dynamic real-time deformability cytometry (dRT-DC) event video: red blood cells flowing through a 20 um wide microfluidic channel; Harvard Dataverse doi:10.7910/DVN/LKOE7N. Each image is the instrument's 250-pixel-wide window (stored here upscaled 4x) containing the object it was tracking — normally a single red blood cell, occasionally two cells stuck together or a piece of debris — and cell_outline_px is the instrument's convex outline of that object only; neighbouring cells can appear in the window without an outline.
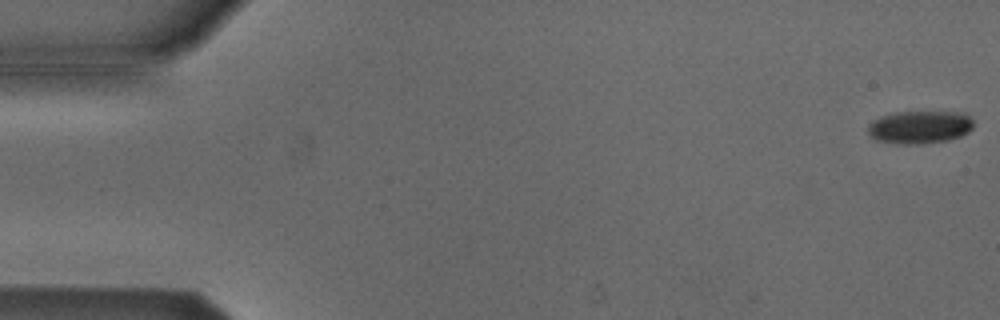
{"species": "Egyptian fruit bat (a non-hibernating species)", "species_latin": "Rousettus aegyptiacus", "temperature_condition": "cold", "stored_images_in_passage": 27, "camera_frame_rate_fps": 3000, "um_per_image_px": 0.085, "animal": {"sex": "male"}, "frame": {"image": 1, "passage_image": 1, "time_ms": 0.0, "image_size_px": [1000, 320], "cell_outline_px": [[972, 128], [968, 132], [960, 136], [948, 140], [920, 144], [904, 144], [876, 140], [868, 132], [868, 124], [872, 120], [896, 112], [964, 112], [972, 120]], "centroid_in_image_um": [78.18, 10.8], "position_along_channel_um": 6.8, "area_um2": 20.06}}
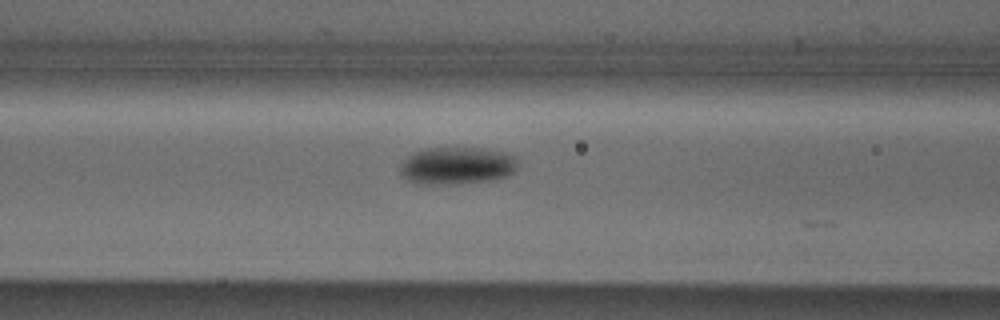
{"frame": {"image": 2, "passage_image": 22, "time_ms": 7.0, "image_size_px": [1000, 320], "cell_outline_px": [[516, 168], [512, 172], [504, 176], [492, 180], [456, 184], [420, 184], [408, 180], [400, 172], [400, 164], [412, 152], [420, 148], [484, 148], [504, 152], [516, 156]], "centroid_in_image_um": [38.8, 14.07], "position_along_channel_um": 127.8, "area_um2": 25.72}}
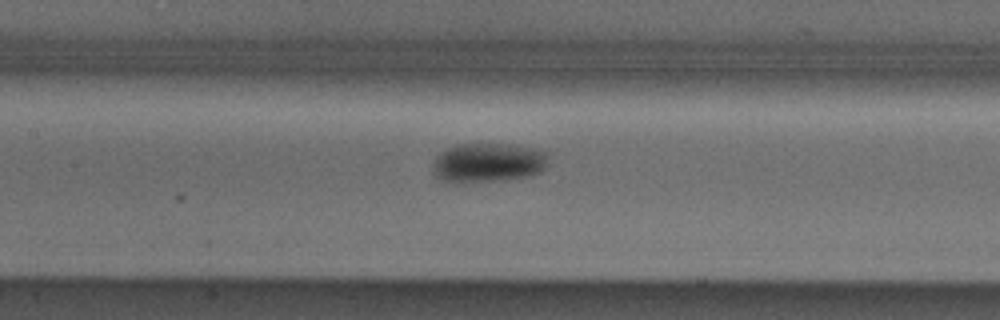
{"frame": {"image": 3, "passage_image": 25, "time_ms": 8.0, "image_size_px": [1000, 320], "cell_outline_px": [[548, 152], [544, 168], [540, 172], [528, 176], [504, 180], [456, 184], [444, 180], [436, 176], [432, 164], [432, 160], [440, 152], [456, 144], [500, 144], [536, 148]], "centroid_in_image_um": [41.44, 13.84], "position_along_channel_um": 166.0, "area_um2": 26.7}}